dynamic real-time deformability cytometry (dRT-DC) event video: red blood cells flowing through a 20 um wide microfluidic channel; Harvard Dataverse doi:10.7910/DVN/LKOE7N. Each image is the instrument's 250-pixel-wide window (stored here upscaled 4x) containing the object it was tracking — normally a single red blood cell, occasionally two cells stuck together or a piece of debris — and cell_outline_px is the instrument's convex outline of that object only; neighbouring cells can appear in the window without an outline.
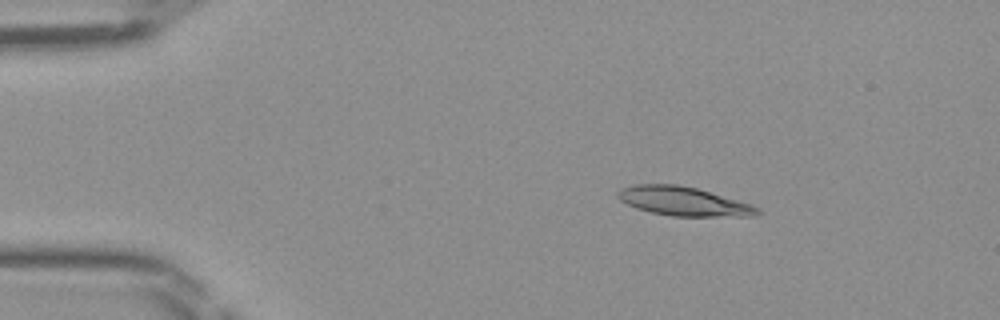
{"species": "Egyptian fruit bat (a non-hibernating species)", "species_latin": "Rousettus aegyptiacus", "temperature_condition": "room temperature", "stored_images_in_passage": 44, "camera_frame_rate_fps": 3000, "um_per_image_px": 0.085, "frame": {"image": 1, "passage_image": 5, "time_ms": 1.333, "image_size_px": [1000, 320], "cell_outline_px": [[760, 212], [756, 216], [672, 216], [652, 212], [636, 208], [620, 200], [616, 196], [616, 192], [620, 188], [636, 184], [676, 184], [696, 188], [752, 204], [760, 208]], "centroid_in_image_um": [58.09, 17.11], "position_along_channel_um": 26.9, "area_um2": 23.52}}
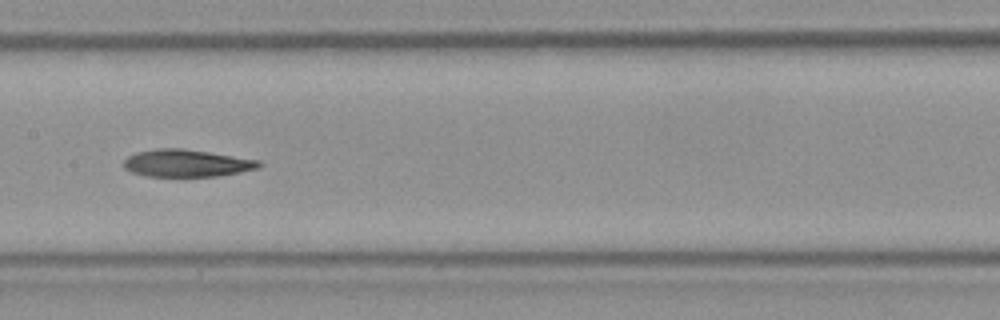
{"frame": {"image": 2, "passage_image": 21, "time_ms": 6.667, "image_size_px": [1000, 320], "cell_outline_px": [[264, 164], [256, 168], [240, 172], [216, 176], [148, 176], [132, 172], [124, 168], [124, 160], [128, 156], [136, 152], [156, 148], [184, 148], [260, 160]], "centroid_in_image_um": [15.86, 13.86], "position_along_channel_um": 191.5, "area_um2": 21.5}}
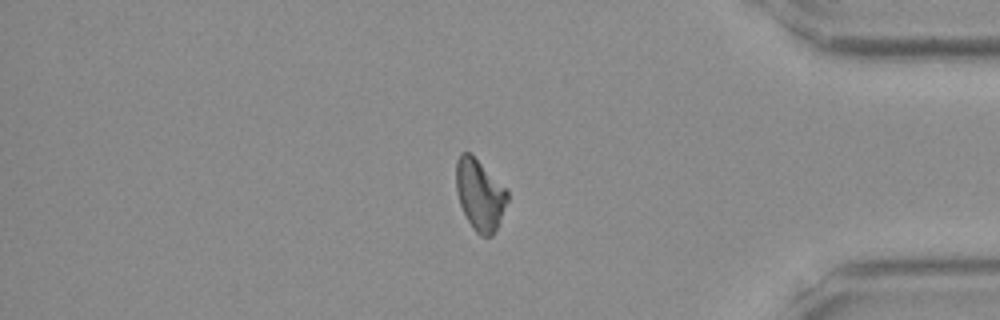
{"frame": {"image": 3, "passage_image": 37, "time_ms": 12.0, "image_size_px": [1000, 320], "cell_outline_px": [[508, 200], [496, 228], [492, 236], [480, 236], [472, 228], [460, 204], [456, 192], [456, 160], [460, 152], [468, 152], [508, 188]], "centroid_in_image_um": [40.78, 16.54], "position_along_channel_um": 394.4, "area_um2": 21.15}}